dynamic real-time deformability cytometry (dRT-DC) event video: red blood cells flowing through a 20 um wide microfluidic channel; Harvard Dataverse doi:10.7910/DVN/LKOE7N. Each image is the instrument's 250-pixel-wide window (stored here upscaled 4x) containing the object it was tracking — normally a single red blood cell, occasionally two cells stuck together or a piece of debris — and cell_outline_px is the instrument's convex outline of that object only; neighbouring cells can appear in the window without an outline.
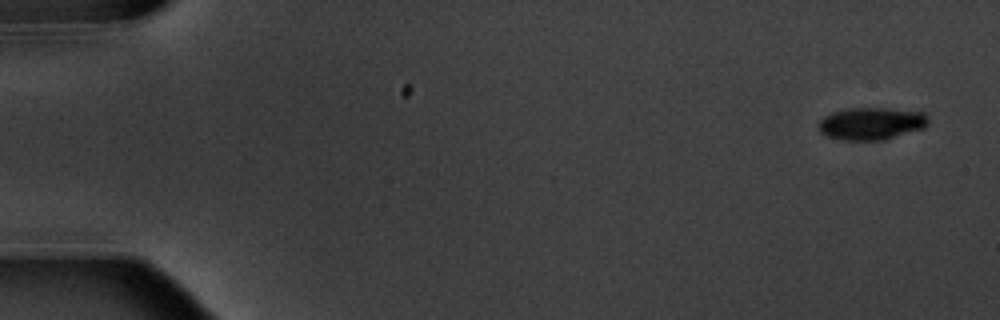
{"species": "common noctule bat (a hibernating species)", "species_latin": "Nyctalus noctula", "temperature_condition": "warm", "stored_images_in_passage": 11, "camera_frame_rate_fps": 3000, "um_per_image_px": 0.085, "animal": {"sex": "male", "body_mass_g": 20.1, "forearm_length_mm": 53.5}, "frame": {"image": 1, "passage_image": 1, "time_ms": 0.0, "image_size_px": [1000, 320], "cell_outline_px": [[928, 124], [924, 128], [884, 140], [844, 140], [828, 136], [820, 132], [816, 124], [824, 116], [832, 112], [848, 108], [888, 108], [924, 112], [928, 116]], "centroid_in_image_um": [74.06, 10.49], "position_along_channel_um": 10.9, "area_um2": 20.87}}
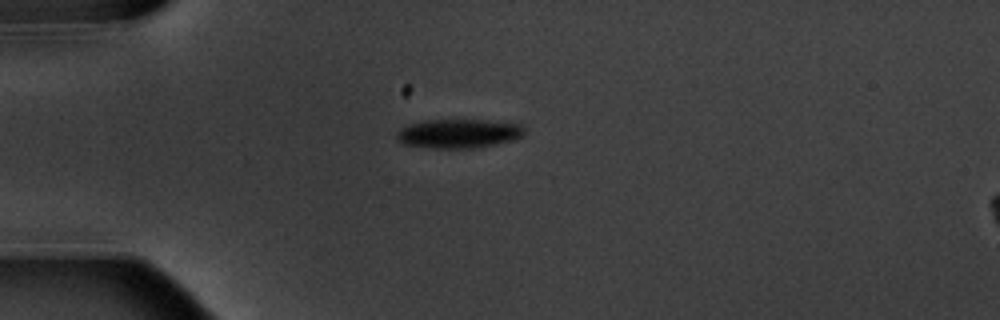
{"frame": {"image": 2, "passage_image": 4, "time_ms": 4.333, "image_size_px": [1000, 320], "cell_outline_px": [[524, 136], [516, 140], [496, 144], [472, 148], [436, 148], [404, 144], [396, 136], [396, 132], [400, 128], [408, 124], [424, 120], [488, 120], [520, 124], [524, 128]], "centroid_in_image_um": [39.02, 11.34], "position_along_channel_um": 46.0, "area_um2": 21.68}}